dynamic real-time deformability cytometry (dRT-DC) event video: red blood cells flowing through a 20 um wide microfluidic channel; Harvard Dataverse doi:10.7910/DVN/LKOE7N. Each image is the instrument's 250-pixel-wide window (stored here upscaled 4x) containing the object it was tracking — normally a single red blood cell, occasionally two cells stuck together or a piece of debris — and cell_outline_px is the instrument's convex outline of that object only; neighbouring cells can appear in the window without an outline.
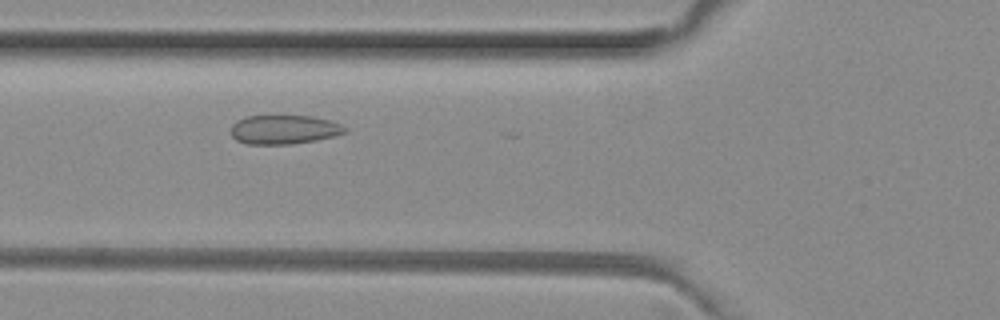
{"species": "common noctule bat (a hibernating species)", "species_latin": "Nyctalus noctula", "temperature_condition": "room temperature", "stored_images_in_passage": 14, "camera_frame_rate_fps": 3000, "um_per_image_px": 0.085, "animal": {"sex": "female", "body_mass_g": 29.2, "forearm_length_mm": 56.3}, "frame": {"image": 1, "passage_image": 13, "time_ms": 4.0, "image_size_px": [1000, 320], "cell_outline_px": [[348, 132], [316, 140], [292, 144], [248, 144], [236, 140], [232, 136], [232, 124], [236, 120], [244, 116], [312, 116], [328, 120], [340, 124], [348, 128]], "centroid_in_image_um": [24.14, 11.01], "position_along_channel_um": 101.7, "area_um2": 19.31}}